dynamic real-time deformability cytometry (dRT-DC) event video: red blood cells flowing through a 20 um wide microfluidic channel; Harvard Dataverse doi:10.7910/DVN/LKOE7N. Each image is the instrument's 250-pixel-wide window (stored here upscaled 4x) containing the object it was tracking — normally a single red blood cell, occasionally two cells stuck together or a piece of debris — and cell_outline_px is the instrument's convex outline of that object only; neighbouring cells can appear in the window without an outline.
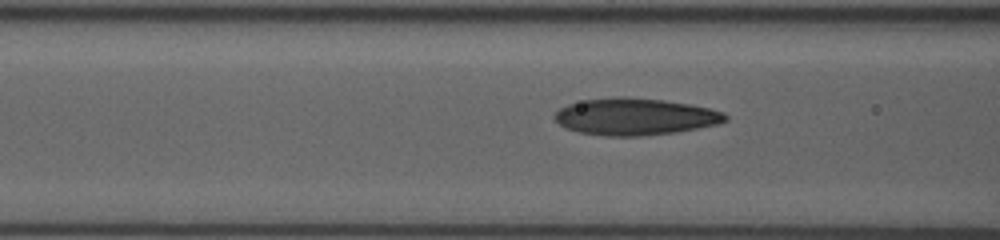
{"species": "human", "species_latin": "Homo sapiens", "temperature_condition": "room temperature", "stored_images_in_passage": 17, "camera_frame_rate_fps": 3000, "um_per_image_px": 0.085, "donor": {"sex": "female"}, "frame": {"image": 1, "passage_image": 14, "time_ms": 4.333, "image_size_px": [1000, 240], "cell_outline_px": [[728, 120], [720, 124], [676, 132], [640, 136], [608, 136], [580, 132], [564, 128], [552, 116], [560, 108], [568, 104], [584, 100], [616, 96], [624, 96], [664, 100], [688, 104], [708, 108], [724, 112], [728, 116]], "centroid_in_image_um": [53.99, 9.91], "position_along_channel_um": 112.6, "area_um2": 36.82}}